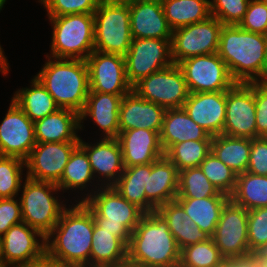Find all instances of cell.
I'll use <instances>...</instances> for the list:
<instances>
[{
  "mask_svg": "<svg viewBox=\"0 0 267 267\" xmlns=\"http://www.w3.org/2000/svg\"><path fill=\"white\" fill-rule=\"evenodd\" d=\"M69 207L45 237L46 259L66 267H90L92 212L82 202Z\"/></svg>",
  "mask_w": 267,
  "mask_h": 267,
  "instance_id": "obj_1",
  "label": "cell"
},
{
  "mask_svg": "<svg viewBox=\"0 0 267 267\" xmlns=\"http://www.w3.org/2000/svg\"><path fill=\"white\" fill-rule=\"evenodd\" d=\"M266 35L250 32L238 25H223L219 57L236 83L266 81Z\"/></svg>",
  "mask_w": 267,
  "mask_h": 267,
  "instance_id": "obj_2",
  "label": "cell"
},
{
  "mask_svg": "<svg viewBox=\"0 0 267 267\" xmlns=\"http://www.w3.org/2000/svg\"><path fill=\"white\" fill-rule=\"evenodd\" d=\"M180 252L167 222L152 211L141 218L130 236L127 263L139 267H179Z\"/></svg>",
  "mask_w": 267,
  "mask_h": 267,
  "instance_id": "obj_3",
  "label": "cell"
},
{
  "mask_svg": "<svg viewBox=\"0 0 267 267\" xmlns=\"http://www.w3.org/2000/svg\"><path fill=\"white\" fill-rule=\"evenodd\" d=\"M46 58L47 62L35 77L51 94L60 109H70L80 114L89 93L86 61L49 56Z\"/></svg>",
  "mask_w": 267,
  "mask_h": 267,
  "instance_id": "obj_4",
  "label": "cell"
},
{
  "mask_svg": "<svg viewBox=\"0 0 267 267\" xmlns=\"http://www.w3.org/2000/svg\"><path fill=\"white\" fill-rule=\"evenodd\" d=\"M82 203L92 212L97 226L121 238L127 245L133 230L145 215L113 186L98 188Z\"/></svg>",
  "mask_w": 267,
  "mask_h": 267,
  "instance_id": "obj_5",
  "label": "cell"
},
{
  "mask_svg": "<svg viewBox=\"0 0 267 267\" xmlns=\"http://www.w3.org/2000/svg\"><path fill=\"white\" fill-rule=\"evenodd\" d=\"M52 25L50 55L57 59L86 60L94 51V13L48 16Z\"/></svg>",
  "mask_w": 267,
  "mask_h": 267,
  "instance_id": "obj_6",
  "label": "cell"
},
{
  "mask_svg": "<svg viewBox=\"0 0 267 267\" xmlns=\"http://www.w3.org/2000/svg\"><path fill=\"white\" fill-rule=\"evenodd\" d=\"M21 187L23 189L19 200L22 220L46 237L67 208L63 200L54 196L61 190L55 183L35 181L27 177Z\"/></svg>",
  "mask_w": 267,
  "mask_h": 267,
  "instance_id": "obj_7",
  "label": "cell"
},
{
  "mask_svg": "<svg viewBox=\"0 0 267 267\" xmlns=\"http://www.w3.org/2000/svg\"><path fill=\"white\" fill-rule=\"evenodd\" d=\"M132 39L129 4L101 0L94 12V50L125 56Z\"/></svg>",
  "mask_w": 267,
  "mask_h": 267,
  "instance_id": "obj_8",
  "label": "cell"
},
{
  "mask_svg": "<svg viewBox=\"0 0 267 267\" xmlns=\"http://www.w3.org/2000/svg\"><path fill=\"white\" fill-rule=\"evenodd\" d=\"M133 91L165 109L183 108L190 93L183 72L175 63L142 78Z\"/></svg>",
  "mask_w": 267,
  "mask_h": 267,
  "instance_id": "obj_9",
  "label": "cell"
},
{
  "mask_svg": "<svg viewBox=\"0 0 267 267\" xmlns=\"http://www.w3.org/2000/svg\"><path fill=\"white\" fill-rule=\"evenodd\" d=\"M223 24L215 17L173 30L171 37L172 61L218 52Z\"/></svg>",
  "mask_w": 267,
  "mask_h": 267,
  "instance_id": "obj_10",
  "label": "cell"
},
{
  "mask_svg": "<svg viewBox=\"0 0 267 267\" xmlns=\"http://www.w3.org/2000/svg\"><path fill=\"white\" fill-rule=\"evenodd\" d=\"M177 65L190 93L227 91L236 83L218 53L189 57Z\"/></svg>",
  "mask_w": 267,
  "mask_h": 267,
  "instance_id": "obj_11",
  "label": "cell"
},
{
  "mask_svg": "<svg viewBox=\"0 0 267 267\" xmlns=\"http://www.w3.org/2000/svg\"><path fill=\"white\" fill-rule=\"evenodd\" d=\"M124 57L127 79L132 87L142 78L174 64L171 39L133 38Z\"/></svg>",
  "mask_w": 267,
  "mask_h": 267,
  "instance_id": "obj_12",
  "label": "cell"
},
{
  "mask_svg": "<svg viewBox=\"0 0 267 267\" xmlns=\"http://www.w3.org/2000/svg\"><path fill=\"white\" fill-rule=\"evenodd\" d=\"M223 135L257 138L254 82L235 83L226 91V117Z\"/></svg>",
  "mask_w": 267,
  "mask_h": 267,
  "instance_id": "obj_13",
  "label": "cell"
},
{
  "mask_svg": "<svg viewBox=\"0 0 267 267\" xmlns=\"http://www.w3.org/2000/svg\"><path fill=\"white\" fill-rule=\"evenodd\" d=\"M45 258V237L28 224L13 225L2 236V263L5 267L28 266Z\"/></svg>",
  "mask_w": 267,
  "mask_h": 267,
  "instance_id": "obj_14",
  "label": "cell"
},
{
  "mask_svg": "<svg viewBox=\"0 0 267 267\" xmlns=\"http://www.w3.org/2000/svg\"><path fill=\"white\" fill-rule=\"evenodd\" d=\"M85 61L89 92L125 95L133 90L127 79L124 56L94 50Z\"/></svg>",
  "mask_w": 267,
  "mask_h": 267,
  "instance_id": "obj_15",
  "label": "cell"
},
{
  "mask_svg": "<svg viewBox=\"0 0 267 267\" xmlns=\"http://www.w3.org/2000/svg\"><path fill=\"white\" fill-rule=\"evenodd\" d=\"M212 239L225 259L249 252L248 210L230 199L222 209Z\"/></svg>",
  "mask_w": 267,
  "mask_h": 267,
  "instance_id": "obj_16",
  "label": "cell"
},
{
  "mask_svg": "<svg viewBox=\"0 0 267 267\" xmlns=\"http://www.w3.org/2000/svg\"><path fill=\"white\" fill-rule=\"evenodd\" d=\"M79 146L86 152L91 164L93 176L96 178L95 181H98L95 188H93L95 190L91 188V190H88L87 194L84 193L85 195L83 197L81 196V200L78 201L84 202L97 190V187L113 186L122 175L125 166L121 146L117 138H101L99 142L88 144V142L86 143L80 137ZM99 182L101 184H99Z\"/></svg>",
  "mask_w": 267,
  "mask_h": 267,
  "instance_id": "obj_17",
  "label": "cell"
},
{
  "mask_svg": "<svg viewBox=\"0 0 267 267\" xmlns=\"http://www.w3.org/2000/svg\"><path fill=\"white\" fill-rule=\"evenodd\" d=\"M79 142L36 143L25 160V177L57 184Z\"/></svg>",
  "mask_w": 267,
  "mask_h": 267,
  "instance_id": "obj_18",
  "label": "cell"
},
{
  "mask_svg": "<svg viewBox=\"0 0 267 267\" xmlns=\"http://www.w3.org/2000/svg\"><path fill=\"white\" fill-rule=\"evenodd\" d=\"M34 122L11 99L0 124V156L26 160L36 145Z\"/></svg>",
  "mask_w": 267,
  "mask_h": 267,
  "instance_id": "obj_19",
  "label": "cell"
},
{
  "mask_svg": "<svg viewBox=\"0 0 267 267\" xmlns=\"http://www.w3.org/2000/svg\"><path fill=\"white\" fill-rule=\"evenodd\" d=\"M183 108L189 117L211 136L223 133L226 91L189 93Z\"/></svg>",
  "mask_w": 267,
  "mask_h": 267,
  "instance_id": "obj_20",
  "label": "cell"
},
{
  "mask_svg": "<svg viewBox=\"0 0 267 267\" xmlns=\"http://www.w3.org/2000/svg\"><path fill=\"white\" fill-rule=\"evenodd\" d=\"M166 109L160 105L141 98L131 90L122 98L119 108L120 133L131 129L162 130Z\"/></svg>",
  "mask_w": 267,
  "mask_h": 267,
  "instance_id": "obj_21",
  "label": "cell"
},
{
  "mask_svg": "<svg viewBox=\"0 0 267 267\" xmlns=\"http://www.w3.org/2000/svg\"><path fill=\"white\" fill-rule=\"evenodd\" d=\"M117 139L125 167L150 164L164 156L157 131L144 128L125 130L119 133Z\"/></svg>",
  "mask_w": 267,
  "mask_h": 267,
  "instance_id": "obj_22",
  "label": "cell"
},
{
  "mask_svg": "<svg viewBox=\"0 0 267 267\" xmlns=\"http://www.w3.org/2000/svg\"><path fill=\"white\" fill-rule=\"evenodd\" d=\"M132 38L171 39L162 3L135 1L129 4Z\"/></svg>",
  "mask_w": 267,
  "mask_h": 267,
  "instance_id": "obj_23",
  "label": "cell"
},
{
  "mask_svg": "<svg viewBox=\"0 0 267 267\" xmlns=\"http://www.w3.org/2000/svg\"><path fill=\"white\" fill-rule=\"evenodd\" d=\"M124 95L89 92L80 117V130L83 121L89 116L103 132L101 138H117L119 128V108Z\"/></svg>",
  "mask_w": 267,
  "mask_h": 267,
  "instance_id": "obj_24",
  "label": "cell"
},
{
  "mask_svg": "<svg viewBox=\"0 0 267 267\" xmlns=\"http://www.w3.org/2000/svg\"><path fill=\"white\" fill-rule=\"evenodd\" d=\"M179 171L164 155L147 164L146 199L157 209L178 195Z\"/></svg>",
  "mask_w": 267,
  "mask_h": 267,
  "instance_id": "obj_25",
  "label": "cell"
},
{
  "mask_svg": "<svg viewBox=\"0 0 267 267\" xmlns=\"http://www.w3.org/2000/svg\"><path fill=\"white\" fill-rule=\"evenodd\" d=\"M37 143L79 142V114L70 109H58L56 112L34 122Z\"/></svg>",
  "mask_w": 267,
  "mask_h": 267,
  "instance_id": "obj_26",
  "label": "cell"
},
{
  "mask_svg": "<svg viewBox=\"0 0 267 267\" xmlns=\"http://www.w3.org/2000/svg\"><path fill=\"white\" fill-rule=\"evenodd\" d=\"M212 138L213 136L189 117L184 108L166 109L160 132V144L164 152L171 145L183 141L212 140Z\"/></svg>",
  "mask_w": 267,
  "mask_h": 267,
  "instance_id": "obj_27",
  "label": "cell"
},
{
  "mask_svg": "<svg viewBox=\"0 0 267 267\" xmlns=\"http://www.w3.org/2000/svg\"><path fill=\"white\" fill-rule=\"evenodd\" d=\"M156 211L167 222L169 230L180 250L188 245L206 241L210 238L208 234L192 222L191 218L176 200L163 204Z\"/></svg>",
  "mask_w": 267,
  "mask_h": 267,
  "instance_id": "obj_28",
  "label": "cell"
},
{
  "mask_svg": "<svg viewBox=\"0 0 267 267\" xmlns=\"http://www.w3.org/2000/svg\"><path fill=\"white\" fill-rule=\"evenodd\" d=\"M127 244L94 222L90 267H119L127 263Z\"/></svg>",
  "mask_w": 267,
  "mask_h": 267,
  "instance_id": "obj_29",
  "label": "cell"
},
{
  "mask_svg": "<svg viewBox=\"0 0 267 267\" xmlns=\"http://www.w3.org/2000/svg\"><path fill=\"white\" fill-rule=\"evenodd\" d=\"M187 215L202 231L210 237L214 235L217 223L229 196H213L206 198H175Z\"/></svg>",
  "mask_w": 267,
  "mask_h": 267,
  "instance_id": "obj_30",
  "label": "cell"
},
{
  "mask_svg": "<svg viewBox=\"0 0 267 267\" xmlns=\"http://www.w3.org/2000/svg\"><path fill=\"white\" fill-rule=\"evenodd\" d=\"M12 100L33 122L59 109L54 98L36 77L31 80V87L17 90Z\"/></svg>",
  "mask_w": 267,
  "mask_h": 267,
  "instance_id": "obj_31",
  "label": "cell"
},
{
  "mask_svg": "<svg viewBox=\"0 0 267 267\" xmlns=\"http://www.w3.org/2000/svg\"><path fill=\"white\" fill-rule=\"evenodd\" d=\"M113 187L122 197L136 205L145 214L156 211V208L146 199L145 195V189H147V164L125 167Z\"/></svg>",
  "mask_w": 267,
  "mask_h": 267,
  "instance_id": "obj_32",
  "label": "cell"
},
{
  "mask_svg": "<svg viewBox=\"0 0 267 267\" xmlns=\"http://www.w3.org/2000/svg\"><path fill=\"white\" fill-rule=\"evenodd\" d=\"M251 150V139L215 135L211 151L237 175L246 172Z\"/></svg>",
  "mask_w": 267,
  "mask_h": 267,
  "instance_id": "obj_33",
  "label": "cell"
},
{
  "mask_svg": "<svg viewBox=\"0 0 267 267\" xmlns=\"http://www.w3.org/2000/svg\"><path fill=\"white\" fill-rule=\"evenodd\" d=\"M210 0H164L162 6L172 30L207 20Z\"/></svg>",
  "mask_w": 267,
  "mask_h": 267,
  "instance_id": "obj_34",
  "label": "cell"
},
{
  "mask_svg": "<svg viewBox=\"0 0 267 267\" xmlns=\"http://www.w3.org/2000/svg\"><path fill=\"white\" fill-rule=\"evenodd\" d=\"M230 199L248 211L267 207V176L254 175L247 171L238 174Z\"/></svg>",
  "mask_w": 267,
  "mask_h": 267,
  "instance_id": "obj_35",
  "label": "cell"
},
{
  "mask_svg": "<svg viewBox=\"0 0 267 267\" xmlns=\"http://www.w3.org/2000/svg\"><path fill=\"white\" fill-rule=\"evenodd\" d=\"M95 178L91 164L86 152L78 145L71 153L68 163L66 164L60 181L56 184L61 191L72 190L83 191L91 184L94 185ZM91 183V184H90Z\"/></svg>",
  "mask_w": 267,
  "mask_h": 267,
  "instance_id": "obj_36",
  "label": "cell"
},
{
  "mask_svg": "<svg viewBox=\"0 0 267 267\" xmlns=\"http://www.w3.org/2000/svg\"><path fill=\"white\" fill-rule=\"evenodd\" d=\"M211 142L212 140L183 141L171 145L164 155L176 166L178 171L199 167L211 152Z\"/></svg>",
  "mask_w": 267,
  "mask_h": 267,
  "instance_id": "obj_37",
  "label": "cell"
},
{
  "mask_svg": "<svg viewBox=\"0 0 267 267\" xmlns=\"http://www.w3.org/2000/svg\"><path fill=\"white\" fill-rule=\"evenodd\" d=\"M228 196L218 189L204 175L200 167L186 168L179 171L178 195L176 198H206Z\"/></svg>",
  "mask_w": 267,
  "mask_h": 267,
  "instance_id": "obj_38",
  "label": "cell"
},
{
  "mask_svg": "<svg viewBox=\"0 0 267 267\" xmlns=\"http://www.w3.org/2000/svg\"><path fill=\"white\" fill-rule=\"evenodd\" d=\"M224 259L210 237L181 249L179 267H217Z\"/></svg>",
  "mask_w": 267,
  "mask_h": 267,
  "instance_id": "obj_39",
  "label": "cell"
},
{
  "mask_svg": "<svg viewBox=\"0 0 267 267\" xmlns=\"http://www.w3.org/2000/svg\"><path fill=\"white\" fill-rule=\"evenodd\" d=\"M199 167L219 192L229 197L233 194L236 187L237 174L219 160L212 151L200 163Z\"/></svg>",
  "mask_w": 267,
  "mask_h": 267,
  "instance_id": "obj_40",
  "label": "cell"
},
{
  "mask_svg": "<svg viewBox=\"0 0 267 267\" xmlns=\"http://www.w3.org/2000/svg\"><path fill=\"white\" fill-rule=\"evenodd\" d=\"M25 161L17 157L0 156V199L17 197L23 183Z\"/></svg>",
  "mask_w": 267,
  "mask_h": 267,
  "instance_id": "obj_41",
  "label": "cell"
},
{
  "mask_svg": "<svg viewBox=\"0 0 267 267\" xmlns=\"http://www.w3.org/2000/svg\"><path fill=\"white\" fill-rule=\"evenodd\" d=\"M211 16L223 25H238L245 15L250 0H211Z\"/></svg>",
  "mask_w": 267,
  "mask_h": 267,
  "instance_id": "obj_42",
  "label": "cell"
},
{
  "mask_svg": "<svg viewBox=\"0 0 267 267\" xmlns=\"http://www.w3.org/2000/svg\"><path fill=\"white\" fill-rule=\"evenodd\" d=\"M47 16L94 13L101 0H39Z\"/></svg>",
  "mask_w": 267,
  "mask_h": 267,
  "instance_id": "obj_43",
  "label": "cell"
},
{
  "mask_svg": "<svg viewBox=\"0 0 267 267\" xmlns=\"http://www.w3.org/2000/svg\"><path fill=\"white\" fill-rule=\"evenodd\" d=\"M248 244L250 251H259L267 245V207L248 211Z\"/></svg>",
  "mask_w": 267,
  "mask_h": 267,
  "instance_id": "obj_44",
  "label": "cell"
},
{
  "mask_svg": "<svg viewBox=\"0 0 267 267\" xmlns=\"http://www.w3.org/2000/svg\"><path fill=\"white\" fill-rule=\"evenodd\" d=\"M238 26L250 32L267 35V2L250 0L247 11Z\"/></svg>",
  "mask_w": 267,
  "mask_h": 267,
  "instance_id": "obj_45",
  "label": "cell"
},
{
  "mask_svg": "<svg viewBox=\"0 0 267 267\" xmlns=\"http://www.w3.org/2000/svg\"><path fill=\"white\" fill-rule=\"evenodd\" d=\"M247 172L267 176V137H257L251 140V150Z\"/></svg>",
  "mask_w": 267,
  "mask_h": 267,
  "instance_id": "obj_46",
  "label": "cell"
},
{
  "mask_svg": "<svg viewBox=\"0 0 267 267\" xmlns=\"http://www.w3.org/2000/svg\"><path fill=\"white\" fill-rule=\"evenodd\" d=\"M257 137H267V82H254Z\"/></svg>",
  "mask_w": 267,
  "mask_h": 267,
  "instance_id": "obj_47",
  "label": "cell"
},
{
  "mask_svg": "<svg viewBox=\"0 0 267 267\" xmlns=\"http://www.w3.org/2000/svg\"><path fill=\"white\" fill-rule=\"evenodd\" d=\"M22 222L20 200L16 197L0 199V236H3L11 226Z\"/></svg>",
  "mask_w": 267,
  "mask_h": 267,
  "instance_id": "obj_48",
  "label": "cell"
},
{
  "mask_svg": "<svg viewBox=\"0 0 267 267\" xmlns=\"http://www.w3.org/2000/svg\"><path fill=\"white\" fill-rule=\"evenodd\" d=\"M235 267H266L263 255L259 251H249L244 255L229 259Z\"/></svg>",
  "mask_w": 267,
  "mask_h": 267,
  "instance_id": "obj_49",
  "label": "cell"
},
{
  "mask_svg": "<svg viewBox=\"0 0 267 267\" xmlns=\"http://www.w3.org/2000/svg\"><path fill=\"white\" fill-rule=\"evenodd\" d=\"M21 267H66V266H62L58 263L51 262L45 258L43 261L39 263Z\"/></svg>",
  "mask_w": 267,
  "mask_h": 267,
  "instance_id": "obj_50",
  "label": "cell"
},
{
  "mask_svg": "<svg viewBox=\"0 0 267 267\" xmlns=\"http://www.w3.org/2000/svg\"><path fill=\"white\" fill-rule=\"evenodd\" d=\"M9 63H7L1 56H0V72L6 76L9 71Z\"/></svg>",
  "mask_w": 267,
  "mask_h": 267,
  "instance_id": "obj_51",
  "label": "cell"
},
{
  "mask_svg": "<svg viewBox=\"0 0 267 267\" xmlns=\"http://www.w3.org/2000/svg\"><path fill=\"white\" fill-rule=\"evenodd\" d=\"M217 267H235V265L229 259H224Z\"/></svg>",
  "mask_w": 267,
  "mask_h": 267,
  "instance_id": "obj_52",
  "label": "cell"
},
{
  "mask_svg": "<svg viewBox=\"0 0 267 267\" xmlns=\"http://www.w3.org/2000/svg\"><path fill=\"white\" fill-rule=\"evenodd\" d=\"M107 1L112 2V3L130 4L137 0H107Z\"/></svg>",
  "mask_w": 267,
  "mask_h": 267,
  "instance_id": "obj_53",
  "label": "cell"
},
{
  "mask_svg": "<svg viewBox=\"0 0 267 267\" xmlns=\"http://www.w3.org/2000/svg\"><path fill=\"white\" fill-rule=\"evenodd\" d=\"M259 252L263 255L265 260V265L267 267V245H265Z\"/></svg>",
  "mask_w": 267,
  "mask_h": 267,
  "instance_id": "obj_54",
  "label": "cell"
},
{
  "mask_svg": "<svg viewBox=\"0 0 267 267\" xmlns=\"http://www.w3.org/2000/svg\"><path fill=\"white\" fill-rule=\"evenodd\" d=\"M265 58H266V82H267V35H266Z\"/></svg>",
  "mask_w": 267,
  "mask_h": 267,
  "instance_id": "obj_55",
  "label": "cell"
},
{
  "mask_svg": "<svg viewBox=\"0 0 267 267\" xmlns=\"http://www.w3.org/2000/svg\"><path fill=\"white\" fill-rule=\"evenodd\" d=\"M1 11V10H0ZM0 56L8 63V61H7V57H5V55H4V51H3V49L1 48V45H0Z\"/></svg>",
  "mask_w": 267,
  "mask_h": 267,
  "instance_id": "obj_56",
  "label": "cell"
},
{
  "mask_svg": "<svg viewBox=\"0 0 267 267\" xmlns=\"http://www.w3.org/2000/svg\"><path fill=\"white\" fill-rule=\"evenodd\" d=\"M0 263H2V236H0Z\"/></svg>",
  "mask_w": 267,
  "mask_h": 267,
  "instance_id": "obj_57",
  "label": "cell"
},
{
  "mask_svg": "<svg viewBox=\"0 0 267 267\" xmlns=\"http://www.w3.org/2000/svg\"><path fill=\"white\" fill-rule=\"evenodd\" d=\"M119 267H139V266H135V265H132V264H129V263H125V264H122Z\"/></svg>",
  "mask_w": 267,
  "mask_h": 267,
  "instance_id": "obj_58",
  "label": "cell"
},
{
  "mask_svg": "<svg viewBox=\"0 0 267 267\" xmlns=\"http://www.w3.org/2000/svg\"><path fill=\"white\" fill-rule=\"evenodd\" d=\"M5 2H7V0H0V10L4 7Z\"/></svg>",
  "mask_w": 267,
  "mask_h": 267,
  "instance_id": "obj_59",
  "label": "cell"
},
{
  "mask_svg": "<svg viewBox=\"0 0 267 267\" xmlns=\"http://www.w3.org/2000/svg\"><path fill=\"white\" fill-rule=\"evenodd\" d=\"M138 1H151V2H160V3H162L164 0H138Z\"/></svg>",
  "mask_w": 267,
  "mask_h": 267,
  "instance_id": "obj_60",
  "label": "cell"
}]
</instances>
